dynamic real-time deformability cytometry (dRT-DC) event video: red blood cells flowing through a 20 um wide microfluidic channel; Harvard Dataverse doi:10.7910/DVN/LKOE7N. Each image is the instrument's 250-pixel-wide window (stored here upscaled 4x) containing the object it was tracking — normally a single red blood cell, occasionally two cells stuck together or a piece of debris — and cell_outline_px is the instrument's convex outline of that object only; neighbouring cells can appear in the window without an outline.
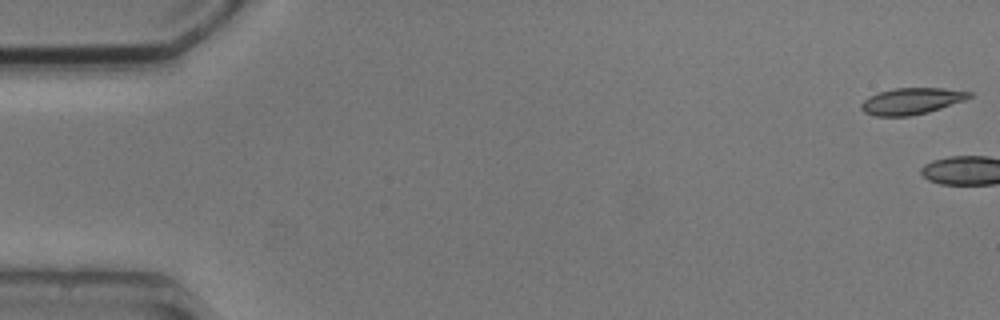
{"species": "common noctule bat (a hibernating species)", "species_latin": "Nyctalus noctula", "temperature_condition": "cold", "stored_images_in_passage": 5, "camera_frame_rate_fps": 3000, "um_per_image_px": 0.085, "animal": {"sex": "male", "body_mass_g": 20.5, "forearm_length_mm": 52.5}, "frame": {"image": 1, "passage_image": 1, "time_ms": 0.0, "image_size_px": [1000, 320], "cell_outline_px": [[972, 96], [964, 100], [928, 112], [908, 116], [876, 116], [864, 112], [860, 108], [860, 104], [868, 96], [880, 92], [896, 88], [944, 88], [972, 92]], "centroid_in_image_um": [77.46, 8.59], "position_along_channel_um": 7.5, "area_um2": 16.53}}